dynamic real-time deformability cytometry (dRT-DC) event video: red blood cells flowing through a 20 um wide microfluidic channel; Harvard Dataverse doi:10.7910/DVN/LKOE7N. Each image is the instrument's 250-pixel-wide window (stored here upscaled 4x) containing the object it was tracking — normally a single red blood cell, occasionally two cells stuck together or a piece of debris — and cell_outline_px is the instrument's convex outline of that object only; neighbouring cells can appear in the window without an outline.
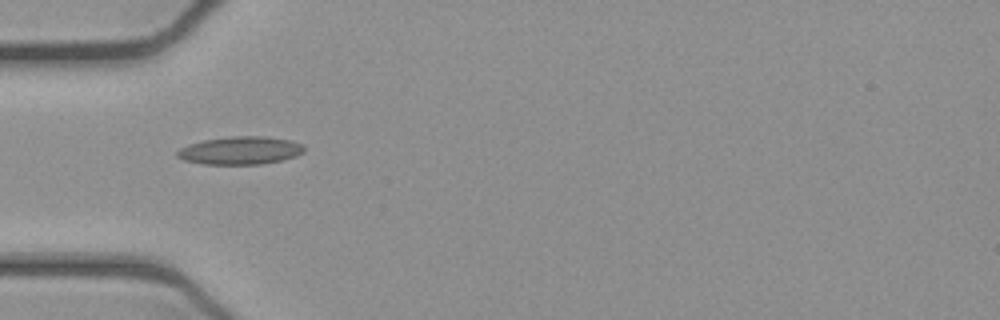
{"species": "common noctule bat (a hibernating species)", "species_latin": "Nyctalus noctula", "temperature_condition": "cold", "stored_images_in_passage": 37, "camera_frame_rate_fps": 3000, "um_per_image_px": 0.085, "animal": {"sex": "female", "body_mass_g": 21.9}, "frame": {"image": 1, "passage_image": 1, "time_ms": 0.0, "image_size_px": [1000, 320], "cell_outline_px": [[304, 152], [296, 156], [284, 160], [260, 164], [204, 164], [184, 160], [176, 156], [176, 152], [180, 148], [188, 144], [204, 140], [232, 136], [264, 136], [292, 140], [304, 144]], "centroid_in_image_um": [20.45, 12.79], "position_along_channel_um": 64.5, "area_um2": 20.81}}
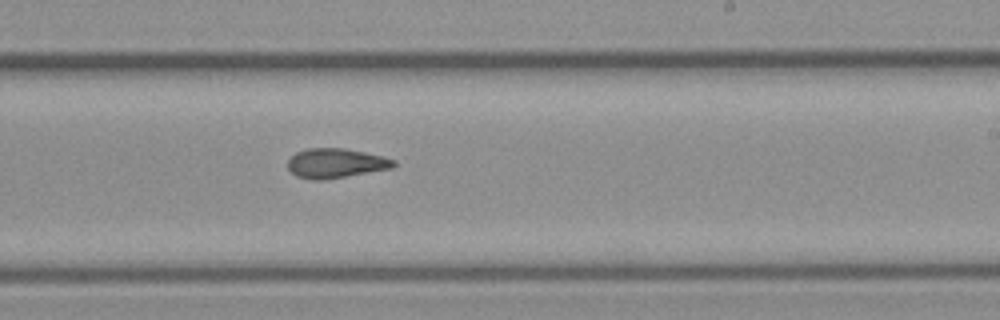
{"frame": {"image": 2, "passage_image": 16, "time_ms": 5.0, "image_size_px": [1000, 320], "cell_outline_px": [[396, 164], [392, 168], [324, 180], [312, 180], [296, 176], [288, 168], [288, 160], [296, 152], [308, 148], [344, 148], [364, 152], [396, 160]], "centroid_in_image_um": [28.52, 13.87], "position_along_channel_um": 260.5, "area_um2": 18.15}}
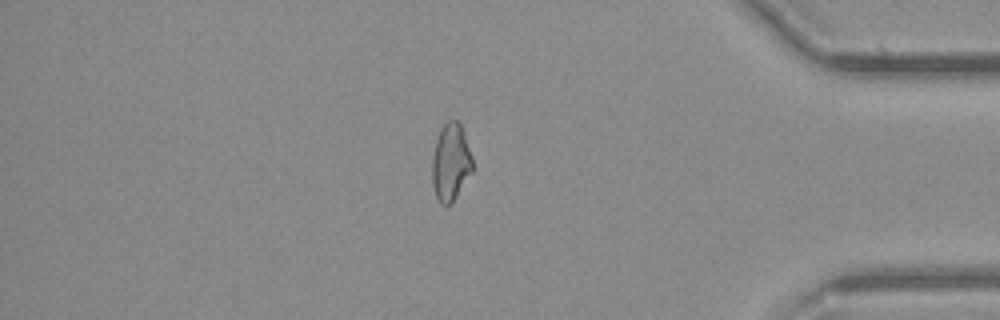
{"frame": {"image": 3, "passage_image": 29, "time_ms": 9.333, "image_size_px": [1000, 320], "cell_outline_px": [[472, 172], [452, 204], [440, 204], [436, 196], [432, 184], [432, 156], [436, 140], [440, 128], [448, 120], [456, 120], [460, 124], [472, 156]], "centroid_in_image_um": [38.3, 13.81], "position_along_channel_um": 396.9, "area_um2": 18.21}, "authors_computed_cell_mechanics": {"area_um2": 18.3226, "velocity_mm_per_s": 3.9078, "shape_relaxation_time_tau1_ms": 9.8993, "shape_relaxation_time_tau2_ms": 2.5801, "deformation_change_tau1": 0.2055, "deformation_change_tau2": 0.1014}}